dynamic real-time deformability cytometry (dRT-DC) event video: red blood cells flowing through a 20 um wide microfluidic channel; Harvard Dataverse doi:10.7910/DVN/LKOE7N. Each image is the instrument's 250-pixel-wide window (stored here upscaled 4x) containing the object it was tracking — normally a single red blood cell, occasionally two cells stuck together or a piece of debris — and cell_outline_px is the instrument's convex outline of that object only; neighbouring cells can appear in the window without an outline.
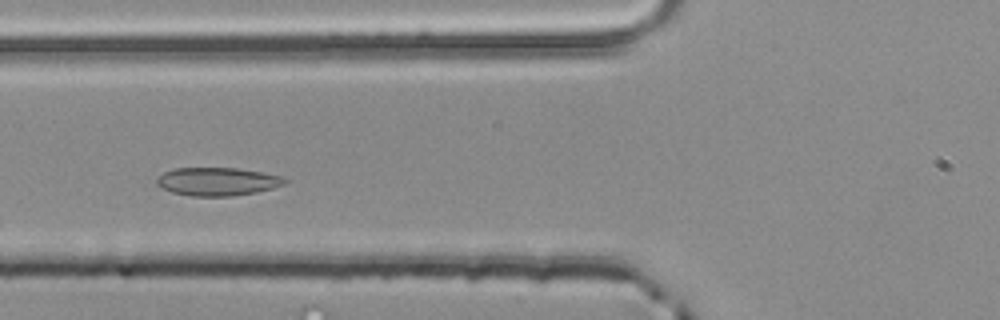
{"species": "common noctule bat (a hibernating species)", "species_latin": "Nyctalus noctula", "temperature_condition": "room temperature", "stored_images_in_passage": 3, "camera_frame_rate_fps": 3000, "um_per_image_px": 0.085, "animal": {"sex": "male", "body_mass_g": 20.4}, "frame": {"image": 1, "passage_image": 2, "time_ms": 0.333, "image_size_px": [1000, 320], "cell_outline_px": [[288, 180], [284, 184], [272, 188], [256, 192], [232, 196], [192, 196], [172, 192], [156, 184], [156, 180], [164, 172], [172, 168], [236, 168], [264, 172], [284, 176]], "centroid_in_image_um": [18.51, 15.42], "position_along_channel_um": 107.3, "area_um2": 21.04}}
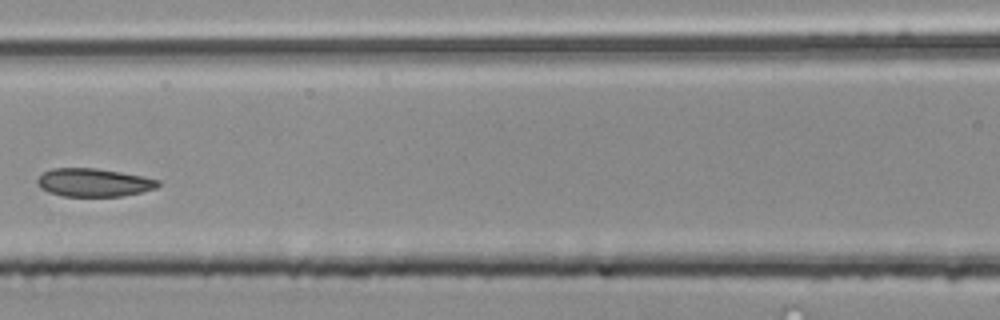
{"frame": {"image": 2, "passage_image": 3, "time_ms": 0.667, "image_size_px": [1000, 320], "cell_outline_px": [[160, 184], [156, 188], [140, 192], [120, 196], [64, 196], [48, 192], [40, 188], [36, 180], [44, 172], [52, 168], [96, 168], [144, 176], [160, 180]], "centroid_in_image_um": [7.97, 15.51], "position_along_channel_um": 158.6, "area_um2": 19.77}}